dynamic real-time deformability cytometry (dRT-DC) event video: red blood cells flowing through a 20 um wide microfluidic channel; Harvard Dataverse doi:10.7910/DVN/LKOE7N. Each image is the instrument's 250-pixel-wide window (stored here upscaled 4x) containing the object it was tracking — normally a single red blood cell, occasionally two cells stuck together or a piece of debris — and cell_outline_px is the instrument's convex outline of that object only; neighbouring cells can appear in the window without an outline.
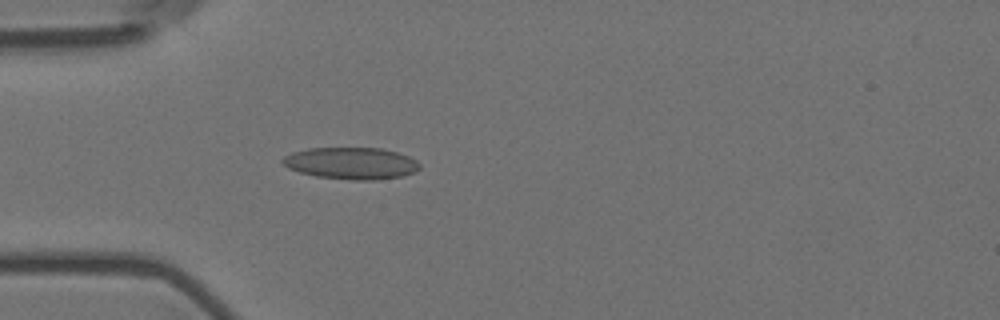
{"species": "Egyptian fruit bat (a non-hibernating species)", "species_latin": "Rousettus aegyptiacus", "temperature_condition": "room temperature", "stored_images_in_passage": 6, "camera_frame_rate_fps": 3000, "um_per_image_px": 0.085, "animal": {"sex": "female"}, "frame": {"image": 1, "passage_image": 6, "time_ms": 1.667, "image_size_px": [1000, 320], "cell_outline_px": [[420, 168], [416, 172], [404, 176], [372, 180], [352, 180], [316, 176], [300, 172], [288, 168], [280, 160], [284, 156], [292, 152], [308, 148], [380, 148], [396, 152], [408, 156], [416, 160], [420, 164]], "centroid_in_image_um": [29.86, 13.88], "position_along_channel_um": 55.1, "area_um2": 25.49}}